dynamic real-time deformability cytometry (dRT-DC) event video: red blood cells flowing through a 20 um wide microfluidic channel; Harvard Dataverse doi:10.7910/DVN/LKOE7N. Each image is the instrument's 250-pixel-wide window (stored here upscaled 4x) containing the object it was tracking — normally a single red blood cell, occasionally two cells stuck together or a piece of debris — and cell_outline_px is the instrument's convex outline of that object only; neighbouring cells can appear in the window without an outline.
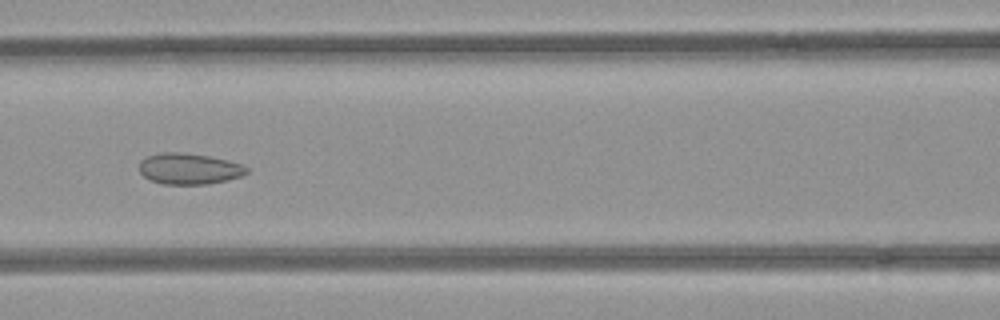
{"species": "common noctule bat (a hibernating species)", "species_latin": "Nyctalus noctula", "temperature_condition": "room temperature", "stored_images_in_passage": 53, "camera_frame_rate_fps": 3000, "um_per_image_px": 0.085, "animal": {"sex": "female", "body_mass_g": 21.9}, "frame": {"image": 1, "passage_image": 24, "time_ms": 7.667, "image_size_px": [1000, 320], "cell_outline_px": [[248, 172], [240, 176], [208, 184], [164, 184], [152, 180], [144, 176], [140, 172], [140, 160], [148, 156], [160, 152], [180, 152], [208, 156], [228, 160], [244, 164], [248, 168]], "centroid_in_image_um": [16.08, 14.33], "position_along_channel_um": 150.5, "area_um2": 19.31}}
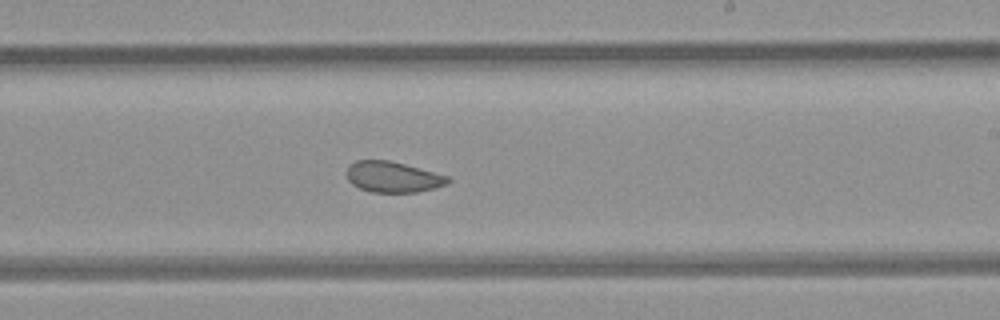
{"frame": {"image": 2, "passage_image": 32, "time_ms": 10.333, "image_size_px": [1000, 320], "cell_outline_px": [[452, 180], [448, 184], [416, 192], [372, 192], [360, 188], [352, 184], [348, 180], [348, 164], [356, 160], [388, 160], [404, 164], [448, 176]], "centroid_in_image_um": [33.39, 15.04], "position_along_channel_um": 255.6, "area_um2": 17.98}}
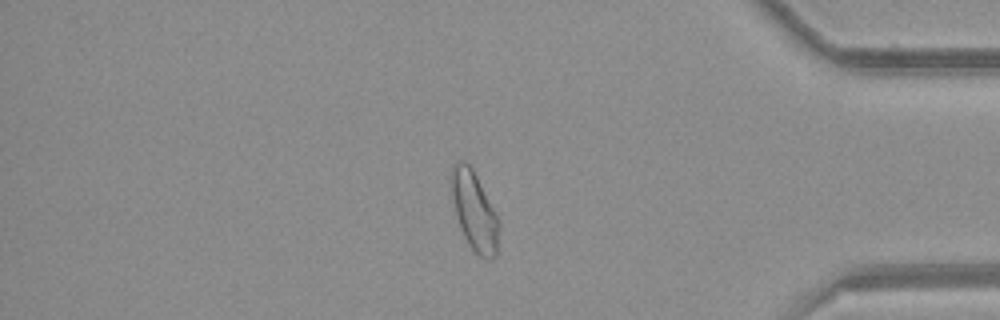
{"frame": {"image": 3, "passage_image": 45, "time_ms": 14.667, "image_size_px": [1000, 320], "cell_outline_px": [[500, 220], [496, 256], [492, 260], [484, 260], [472, 248], [464, 236], [460, 228], [452, 200], [452, 164], [460, 160], [464, 160], [472, 168], [496, 212]], "centroid_in_image_um": [40.34, 17.96], "position_along_channel_um": 394.9, "area_um2": 21.79}, "authors_computed_cell_mechanics": {"area_um2": 22.3686, "velocity_mm_per_s": 3.9529, "shape_relaxation_time_tau1_ms": null, "shape_relaxation_time_tau2_ms": 1.5586, "deformation_change_tau1": null, "deformation_change_tau2": 0.0566}}